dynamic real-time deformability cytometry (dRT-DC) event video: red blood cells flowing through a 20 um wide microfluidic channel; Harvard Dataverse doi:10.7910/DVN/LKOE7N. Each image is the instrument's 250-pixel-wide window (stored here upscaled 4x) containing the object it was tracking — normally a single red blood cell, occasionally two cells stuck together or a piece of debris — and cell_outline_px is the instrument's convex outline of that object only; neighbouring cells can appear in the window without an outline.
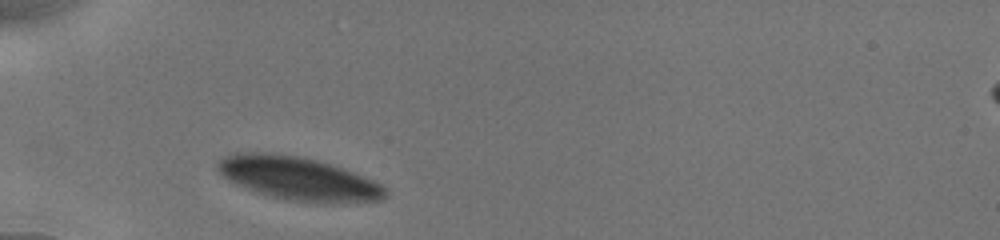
{"species": "human", "species_latin": "Homo sapiens", "temperature_condition": "cold", "stored_images_in_passage": 4, "camera_frame_rate_fps": 3000, "um_per_image_px": 0.085, "donor": {"sex": "male"}, "frame": {"image": 1, "passage_image": 1, "time_ms": 0.0, "image_size_px": [1000, 240], "cell_outline_px": [[388, 196], [384, 200], [332, 204], [324, 204], [288, 200], [268, 196], [236, 184], [220, 176], [216, 168], [216, 164], [224, 156], [232, 152], [268, 152], [296, 156], [316, 160], [352, 172], [372, 180], [380, 184], [388, 192]], "centroid_in_image_um": [25.32, 15.19], "position_along_channel_um": 59.7, "area_um2": 42.6}}
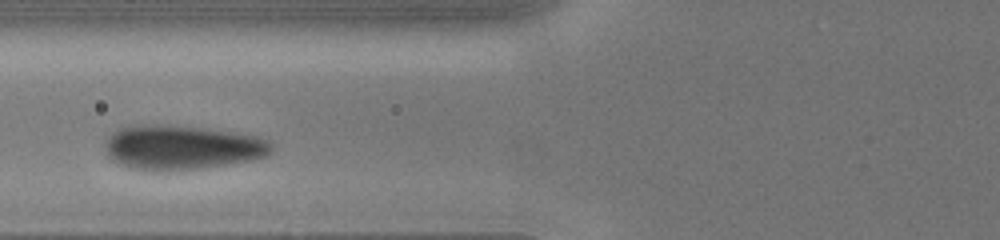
{"frame": {"image": 2, "passage_image": 3, "time_ms": 1.667, "image_size_px": [1000, 240], "cell_outline_px": [[272, 152], [268, 156], [252, 160], [200, 168], [128, 168], [112, 160], [108, 156], [104, 144], [108, 136], [112, 132], [128, 124], [168, 124], [204, 128], [260, 136], [268, 140], [272, 144]], "centroid_in_image_um": [15.46, 12.47], "position_along_channel_um": 110.3, "area_um2": 42.77}}